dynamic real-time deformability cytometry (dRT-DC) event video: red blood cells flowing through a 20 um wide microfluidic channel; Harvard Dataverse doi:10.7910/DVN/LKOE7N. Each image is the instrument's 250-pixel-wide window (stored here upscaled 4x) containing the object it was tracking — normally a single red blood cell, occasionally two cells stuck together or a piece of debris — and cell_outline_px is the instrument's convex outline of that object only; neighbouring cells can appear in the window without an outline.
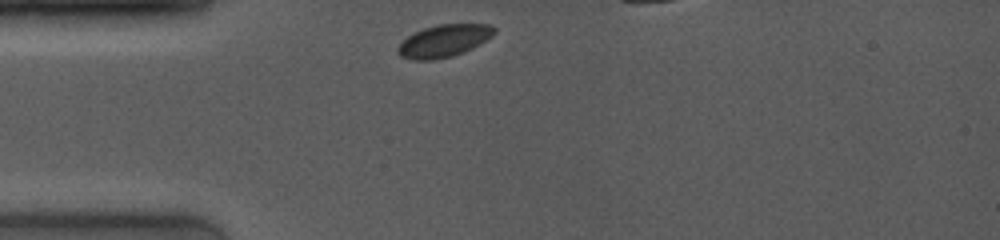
{"species": "common noctule bat (a hibernating species)", "species_latin": "Nyctalus noctula", "temperature_condition": "room temperature", "stored_images_in_passage": 63, "camera_frame_rate_fps": 4000, "um_per_image_px": 0.085, "animal": {"sex": "female", "body_mass_g": 19.0, "forearm_length_mm": 53.3}, "frame": {"image": 1, "passage_image": 1, "time_ms": 0.0, "image_size_px": [1000, 240], "cell_outline_px": [[496, 32], [492, 36], [480, 44], [464, 52], [452, 56], [432, 60], [412, 60], [400, 56], [396, 52], [396, 48], [408, 36], [424, 28], [436, 24], [488, 24], [496, 28]], "centroid_in_image_um": [37.73, 3.47], "position_along_channel_um": 47.3, "area_um2": 18.21}}
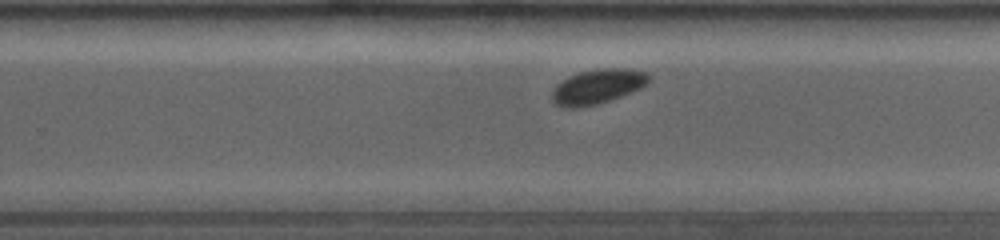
{"frame": {"image": 2, "passage_image": 37, "time_ms": 6.25, "image_size_px": [1000, 240], "cell_outline_px": [[652, 76], [640, 88], [620, 96], [596, 104], [580, 108], [564, 108], [556, 104], [552, 100], [552, 92], [556, 84], [568, 76], [580, 72], [600, 68], [628, 68], [648, 72]], "centroid_in_image_um": [50.77, 7.34], "position_along_channel_um": 279.0, "area_um2": 19.54}}
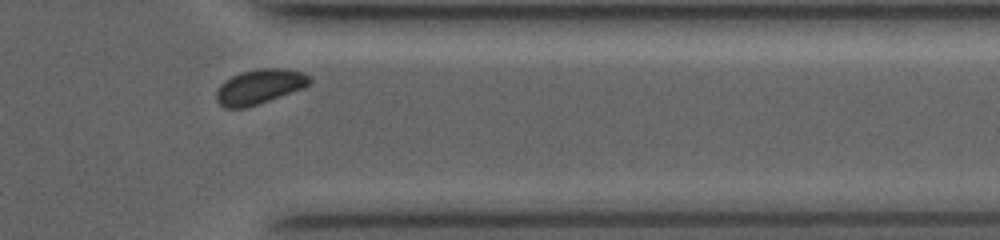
{"frame": {"image": 3, "passage_image": 55, "time_ms": 9.0, "image_size_px": [1000, 240], "cell_outline_px": [[312, 80], [304, 88], [244, 108], [224, 108], [216, 100], [216, 92], [220, 84], [224, 80], [240, 72], [260, 68], [288, 68], [304, 72], [312, 76]], "centroid_in_image_um": [22.08, 7.34], "position_along_channel_um": 389.3, "area_um2": 19.02}}